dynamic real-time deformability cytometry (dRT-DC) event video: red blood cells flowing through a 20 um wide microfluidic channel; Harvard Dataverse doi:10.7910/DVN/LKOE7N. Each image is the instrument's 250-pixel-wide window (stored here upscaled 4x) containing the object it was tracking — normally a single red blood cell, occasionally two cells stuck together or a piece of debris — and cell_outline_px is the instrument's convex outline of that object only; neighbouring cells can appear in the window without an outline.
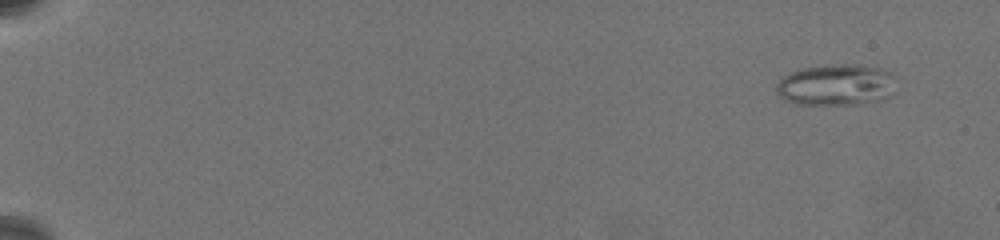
{"species": "common noctule bat (a hibernating species)", "species_latin": "Nyctalus noctula", "temperature_condition": "warm", "stored_images_in_passage": 43, "camera_frame_rate_fps": 3000, "um_per_image_px": 0.085, "animal": {"sex": "female", "body_mass_g": 19.5, "forearm_length_mm": 54.1}, "frame": {"image": 1, "passage_image": 3, "time_ms": 1.0, "image_size_px": [1000, 240], "cell_outline_px": [[896, 92], [880, 100], [860, 104], [796, 104], [784, 100], [776, 92], [776, 84], [784, 76], [792, 72], [804, 68], [832, 64], [856, 64], [884, 68], [892, 72], [896, 76]], "centroid_in_image_um": [71.16, 7.21], "position_along_channel_um": 13.8, "area_um2": 29.36}}
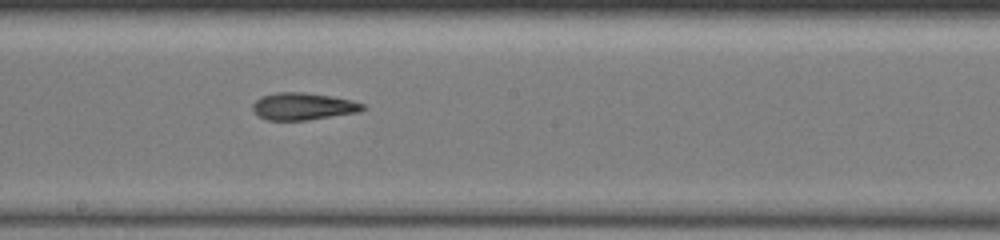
{"frame": {"image": 2, "passage_image": 25, "time_ms": 12.333, "image_size_px": [1000, 240], "cell_outline_px": [[368, 108], [360, 112], [308, 120], [268, 120], [252, 112], [252, 104], [256, 100], [264, 96], [276, 92], [304, 92], [332, 96], [352, 100], [364, 104]], "centroid_in_image_um": [25.8, 9.04], "position_along_channel_um": 222.4, "area_um2": 17.57}}
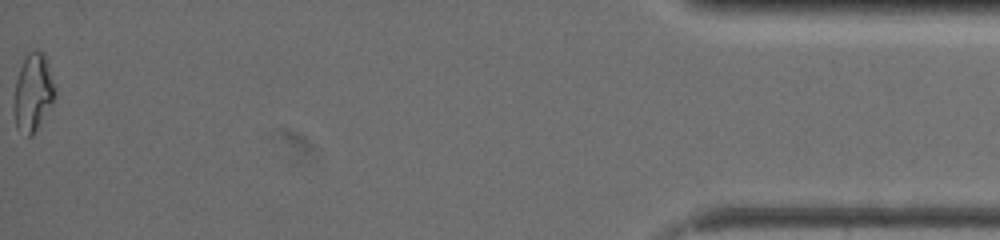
{"frame": {"image": 3, "passage_image": 42, "time_ms": 20.667, "image_size_px": [1000, 240], "cell_outline_px": [[56, 96], [32, 136], [28, 136], [16, 128], [16, 80], [20, 68], [28, 52], [32, 48], [44, 52], [56, 88]], "centroid_in_image_um": [2.85, 7.8], "position_along_channel_um": 432.3, "area_um2": 18.03}, "authors_computed_cell_mechanics": {"area_um2": 17.918, "velocity_mm_per_s": 3.4881, "shape_relaxation_time_tau1_ms": null, "shape_relaxation_time_tau2_ms": 4.0707, "deformation_change_tau1": null, "deformation_change_tau2": 0.1065}}